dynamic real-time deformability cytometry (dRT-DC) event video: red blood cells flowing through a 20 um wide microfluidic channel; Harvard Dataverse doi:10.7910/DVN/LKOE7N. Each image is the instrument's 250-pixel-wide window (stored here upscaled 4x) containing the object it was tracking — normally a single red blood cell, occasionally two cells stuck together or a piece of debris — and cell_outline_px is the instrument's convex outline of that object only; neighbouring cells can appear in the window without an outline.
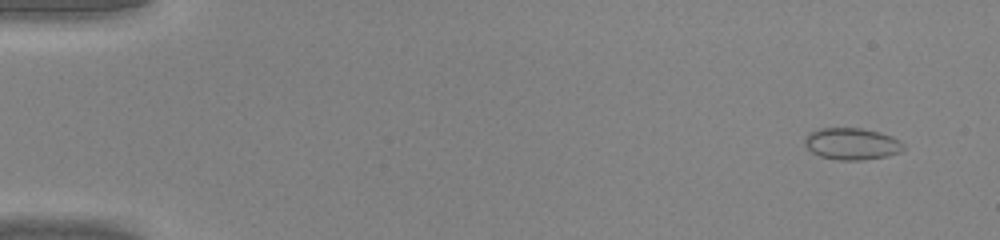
{"species": "common noctule bat (a hibernating species)", "species_latin": "Nyctalus noctula", "temperature_condition": "warm", "stored_images_in_passage": 44, "camera_frame_rate_fps": 3000, "um_per_image_px": 0.085, "animal": {"sex": "male", "body_mass_g": 20.0, "forearm_length_mm": 53.3}, "frame": {"image": 1, "passage_image": 1, "time_ms": 0.0, "image_size_px": [1000, 240], "cell_outline_px": [[904, 148], [900, 152], [888, 156], [860, 160], [840, 160], [820, 156], [812, 152], [804, 144], [804, 140], [808, 132], [820, 128], [860, 128], [880, 132], [892, 136], [900, 140], [904, 144]], "centroid_in_image_um": [72.41, 12.22], "position_along_channel_um": 12.6, "area_um2": 18.38}}
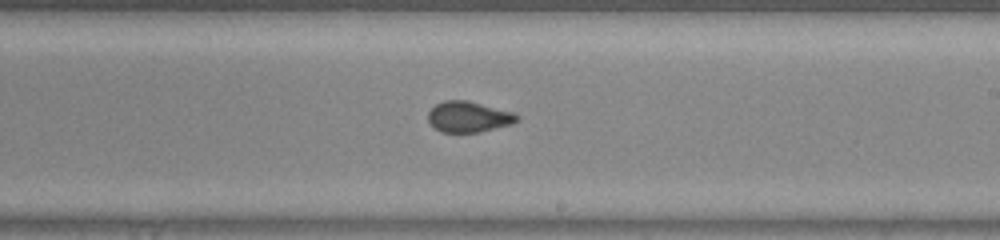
{"frame": {"image": 2, "passage_image": 26, "time_ms": 8.333, "image_size_px": [1000, 240], "cell_outline_px": [[520, 120], [512, 124], [480, 132], [440, 132], [428, 120], [428, 112], [436, 104], [444, 100], [468, 100], [512, 112], [520, 116]], "centroid_in_image_um": [39.85, 9.93], "position_along_channel_um": 249.2, "area_um2": 15.95}}
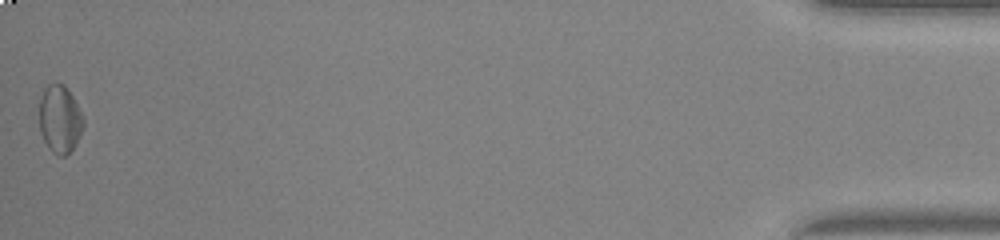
{"frame": {"image": 3, "passage_image": 44, "time_ms": 14.333, "image_size_px": [1000, 240], "cell_outline_px": [[84, 124], [72, 148], [64, 156], [56, 156], [48, 148], [40, 132], [40, 96], [44, 88], [48, 84], [56, 80], [64, 84], [68, 88], [84, 120]], "centroid_in_image_um": [5.05, 10.07], "position_along_channel_um": 430.2, "area_um2": 17.34}}